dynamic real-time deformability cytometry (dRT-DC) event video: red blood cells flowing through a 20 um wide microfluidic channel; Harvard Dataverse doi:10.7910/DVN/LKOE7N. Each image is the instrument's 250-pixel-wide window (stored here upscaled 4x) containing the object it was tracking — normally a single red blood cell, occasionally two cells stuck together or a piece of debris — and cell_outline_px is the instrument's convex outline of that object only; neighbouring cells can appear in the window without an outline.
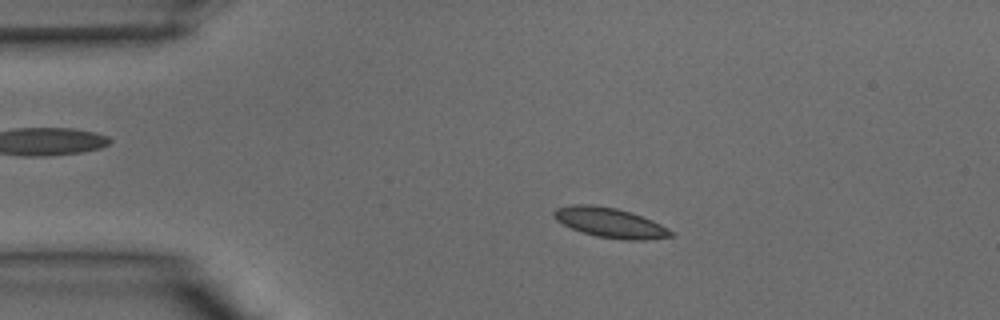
{"species": "common noctule bat (a hibernating species)", "species_latin": "Nyctalus noctula", "temperature_condition": "warm", "stored_images_in_passage": 39, "camera_frame_rate_fps": 3000, "um_per_image_px": 0.085, "animal": {"sex": "male", "body_mass_g": 15.6}, "frame": {"image": 1, "passage_image": 7, "time_ms": 2.0, "image_size_px": [1000, 320], "cell_outline_px": [[676, 232], [672, 236], [644, 240], [628, 240], [596, 236], [572, 228], [556, 220], [552, 216], [552, 212], [556, 208], [572, 204], [592, 204], [616, 208], [632, 212], [652, 220]], "centroid_in_image_um": [51.86, 18.91], "position_along_channel_um": 33.1, "area_um2": 20.35}}
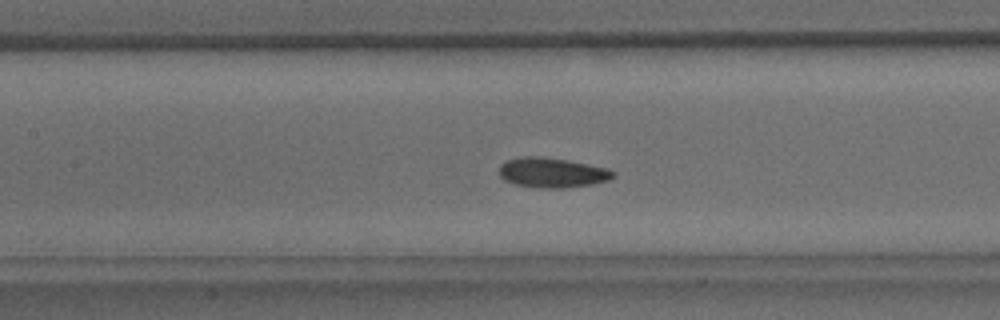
{"frame": {"image": 2, "passage_image": 17, "time_ms": 5.333, "image_size_px": [1000, 320], "cell_outline_px": [[616, 176], [608, 180], [592, 184], [564, 188], [540, 188], [516, 184], [504, 180], [500, 176], [500, 164], [508, 160], [524, 156], [536, 156], [564, 160], [608, 168], [616, 172]], "centroid_in_image_um": [46.95, 14.68], "position_along_channel_um": 160.5, "area_um2": 19.65}}
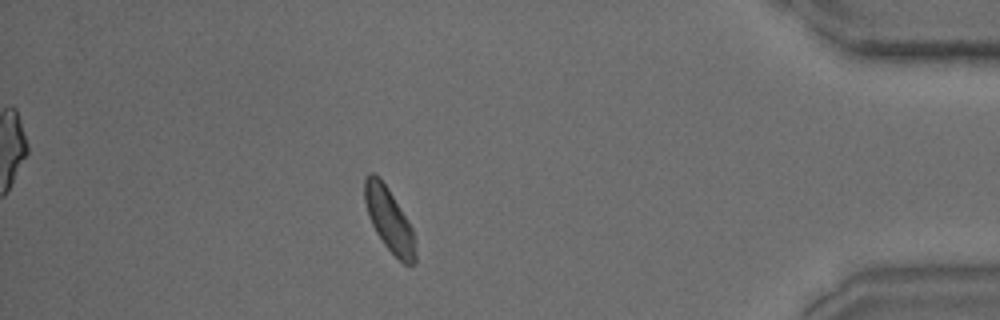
{"frame": {"image": 3, "passage_image": 34, "time_ms": 11.0, "image_size_px": [1000, 320], "cell_outline_px": [[416, 264], [404, 264], [384, 244], [376, 232], [368, 216], [364, 200], [364, 176], [368, 172], [372, 172], [380, 176], [388, 188], [408, 220], [412, 228], [416, 240]], "centroid_in_image_um": [33.08, 18.65], "position_along_channel_um": 402.1, "area_um2": 19.02}}